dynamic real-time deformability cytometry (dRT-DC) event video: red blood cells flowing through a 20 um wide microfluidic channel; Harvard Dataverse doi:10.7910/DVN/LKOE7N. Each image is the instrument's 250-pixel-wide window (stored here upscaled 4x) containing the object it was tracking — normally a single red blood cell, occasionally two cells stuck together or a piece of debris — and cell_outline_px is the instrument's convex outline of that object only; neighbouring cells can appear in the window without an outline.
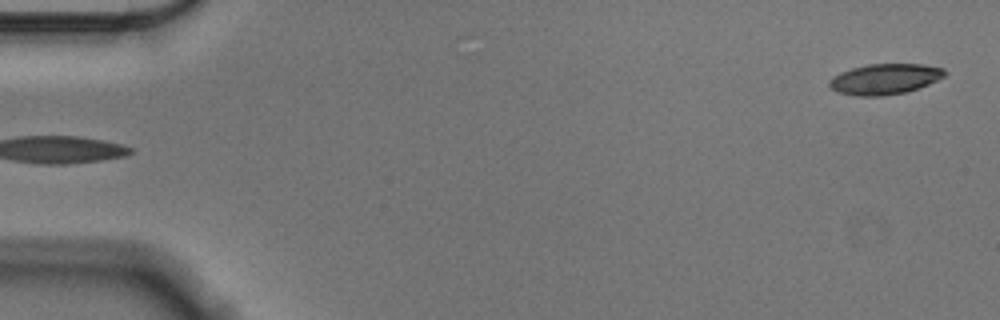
{"species": "Egyptian fruit bat (a non-hibernating species)", "species_latin": "Rousettus aegyptiacus", "temperature_condition": "cold", "stored_images_in_passage": 50, "camera_frame_rate_fps": 3000, "um_per_image_px": 0.085, "animal": {"sex": "male"}, "frame": {"image": 1, "passage_image": 1, "time_ms": 0.0, "image_size_px": [1000, 320], "cell_outline_px": [[948, 72], [944, 76], [928, 84], [904, 92], [880, 96], [856, 96], [836, 92], [828, 84], [840, 72], [852, 68], [868, 64], [920, 64], [944, 68]], "centroid_in_image_um": [75.22, 6.71], "position_along_channel_um": 9.8, "area_um2": 20.29}}
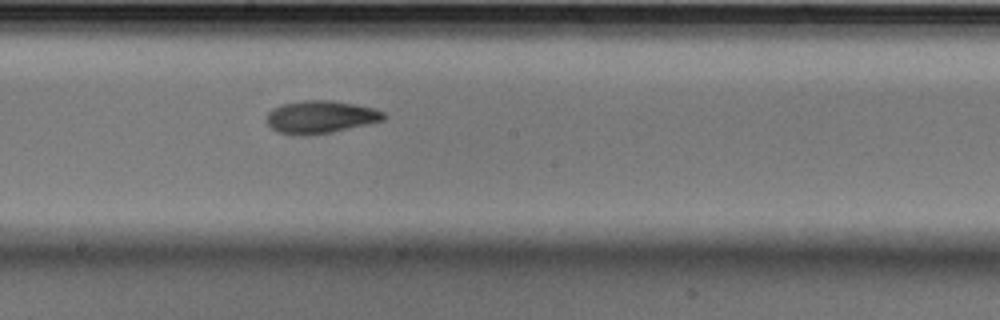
{"frame": {"image": 2, "passage_image": 30, "time_ms": 9.667, "image_size_px": [1000, 320], "cell_outline_px": [[388, 116], [384, 120], [368, 124], [332, 132], [308, 136], [292, 136], [276, 132], [268, 124], [268, 112], [272, 108], [280, 104], [304, 100], [332, 100], [356, 104], [372, 108], [384, 112]], "centroid_in_image_um": [27.23, 9.95], "position_along_channel_um": 221.0, "area_um2": 22.66}}
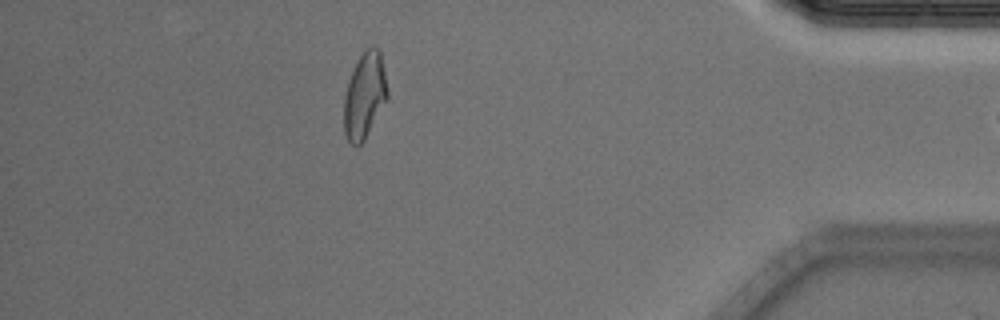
{"frame": {"image": 3, "passage_image": 49, "time_ms": 16.0, "image_size_px": [1000, 320], "cell_outline_px": [[388, 96], [364, 140], [356, 148], [348, 140], [344, 132], [344, 96], [348, 80], [360, 56], [372, 44], [380, 48], [388, 88]], "centroid_in_image_um": [30.99, 8.1], "position_along_channel_um": 404.2, "area_um2": 21.68}}